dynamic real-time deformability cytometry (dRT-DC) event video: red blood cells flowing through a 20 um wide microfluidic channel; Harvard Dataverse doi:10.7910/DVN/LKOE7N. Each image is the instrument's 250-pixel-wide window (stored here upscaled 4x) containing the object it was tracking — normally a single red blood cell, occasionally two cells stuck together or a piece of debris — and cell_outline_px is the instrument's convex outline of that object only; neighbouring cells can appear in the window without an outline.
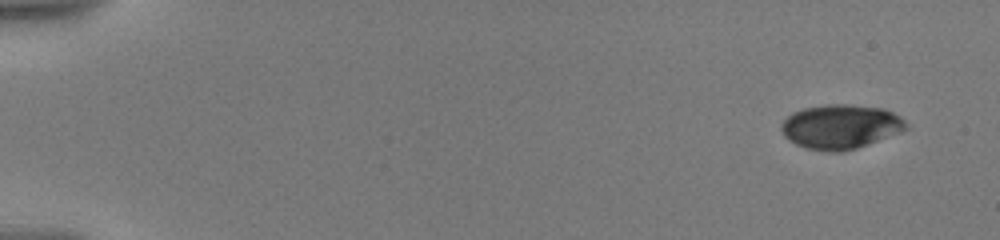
{"species": "human", "species_latin": "Homo sapiens", "temperature_condition": "warm", "stored_images_in_passage": 27, "camera_frame_rate_fps": 3000, "um_per_image_px": 0.085, "donor": {"sex": "male"}, "frame": {"image": 1, "passage_image": 1, "time_ms": 0.0, "image_size_px": [1000, 240], "cell_outline_px": [[908, 128], [900, 132], [856, 148], [844, 152], [828, 152], [804, 148], [788, 140], [784, 136], [780, 128], [780, 124], [792, 112], [804, 108], [828, 104], [844, 104], [884, 108], [900, 116], [908, 124]], "centroid_in_image_um": [71.42, 10.77], "position_along_channel_um": 13.6, "area_um2": 32.37}}
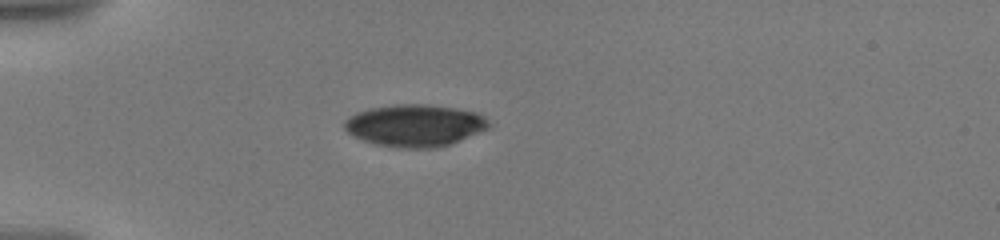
{"frame": {"image": 2, "passage_image": 21, "time_ms": 4.667, "image_size_px": [1000, 240], "cell_outline_px": [[492, 124], [488, 128], [452, 144], [436, 148], [396, 148], [376, 144], [352, 136], [344, 128], [344, 120], [348, 116], [356, 112], [372, 108], [396, 104], [424, 104], [452, 108], [476, 112], [484, 116]], "centroid_in_image_um": [35.25, 10.67], "position_along_channel_um": 49.7, "area_um2": 35.49}}